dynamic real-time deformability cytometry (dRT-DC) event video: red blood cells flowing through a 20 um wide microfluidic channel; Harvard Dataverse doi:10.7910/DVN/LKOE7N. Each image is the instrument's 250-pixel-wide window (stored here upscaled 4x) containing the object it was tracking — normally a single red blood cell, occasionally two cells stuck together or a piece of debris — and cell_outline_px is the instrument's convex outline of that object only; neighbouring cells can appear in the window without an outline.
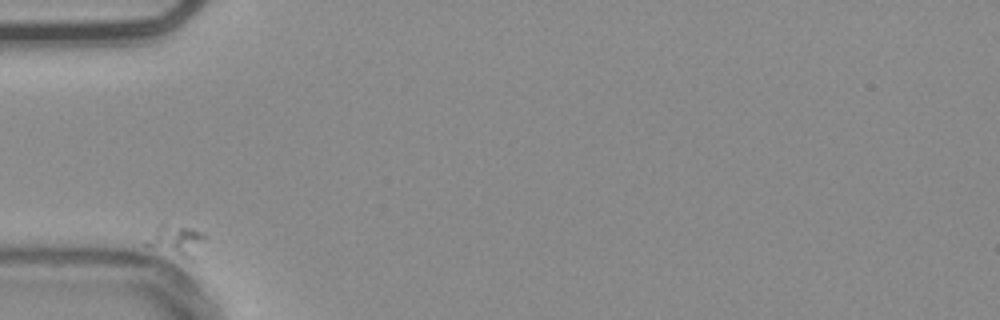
{"species": "common noctule bat (a hibernating species)", "species_latin": "Nyctalus noctula", "temperature_condition": "warm", "stored_images_in_passage": 24, "camera_frame_rate_fps": 3000, "um_per_image_px": 0.085, "animal": {"sex": "male", "body_mass_g": 20.4}, "frame": {"image": 1, "passage_image": 1, "time_ms": 0.0, "image_size_px": [1000, 320], "cell_outline_px": [[208, 236], [192, 260], [152, 248], [144, 244], [156, 228], [160, 224], [164, 224], [188, 228], [204, 232]], "centroid_in_image_um": [15.04, 20.45], "position_along_channel_um": 70.0, "area_um2": 10.29}}